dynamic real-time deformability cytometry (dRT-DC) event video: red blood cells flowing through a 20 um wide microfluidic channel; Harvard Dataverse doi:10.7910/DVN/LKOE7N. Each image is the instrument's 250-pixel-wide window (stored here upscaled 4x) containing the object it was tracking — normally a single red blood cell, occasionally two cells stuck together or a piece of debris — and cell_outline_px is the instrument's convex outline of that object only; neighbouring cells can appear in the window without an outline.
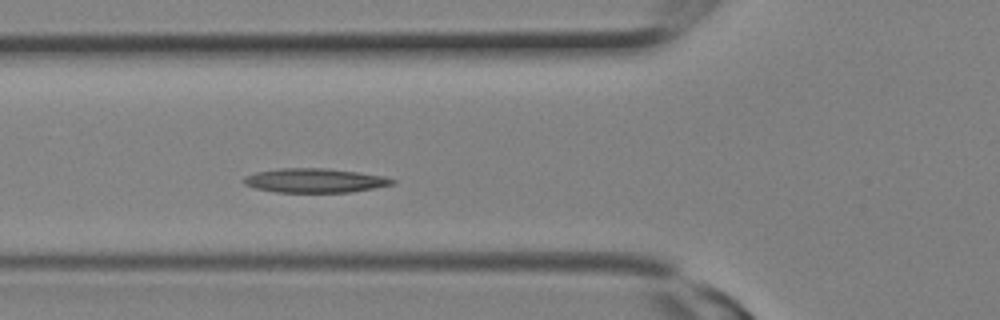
{"species": "Egyptian fruit bat (a non-hibernating species)", "species_latin": "Rousettus aegyptiacus", "temperature_condition": "room temperature", "stored_images_in_passage": 7, "camera_frame_rate_fps": 3000, "um_per_image_px": 0.085, "animal": {"sex": "female"}, "frame": {"image": 1, "passage_image": 7, "time_ms": 2.0, "image_size_px": [1000, 320], "cell_outline_px": [[396, 184], [348, 192], [276, 192], [256, 188], [244, 184], [244, 176], [256, 172], [280, 168], [328, 168], [360, 172], [384, 176], [396, 180]], "centroid_in_image_um": [26.78, 15.33], "position_along_channel_um": 99.0, "area_um2": 20.92}}